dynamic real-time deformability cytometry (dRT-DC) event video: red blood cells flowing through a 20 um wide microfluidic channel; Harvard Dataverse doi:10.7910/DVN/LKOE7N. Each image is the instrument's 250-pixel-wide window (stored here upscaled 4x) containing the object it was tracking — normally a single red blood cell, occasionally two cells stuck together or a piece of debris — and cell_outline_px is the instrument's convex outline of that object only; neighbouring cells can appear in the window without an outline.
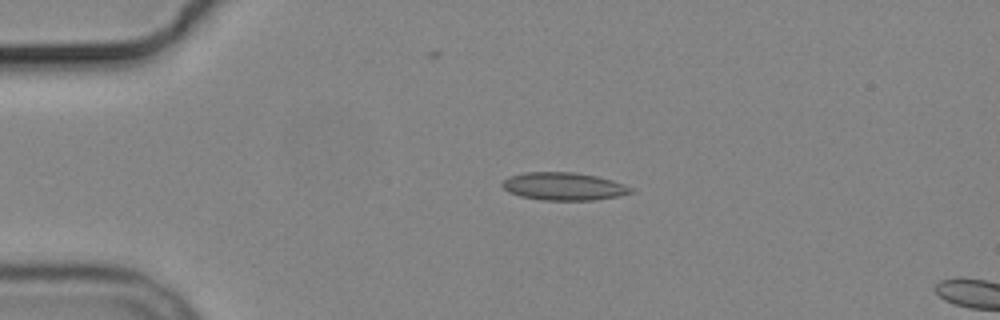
{"species": "common noctule bat (a hibernating species)", "species_latin": "Nyctalus noctula", "temperature_condition": "cold", "stored_images_in_passage": 2, "camera_frame_rate_fps": 3000, "um_per_image_px": 0.085, "animal": {"sex": "male", "body_mass_g": 19.2, "forearm_length_mm": 51.8}, "frame": {"image": 1, "passage_image": 1, "time_ms": 0.0, "image_size_px": [1000, 320], "cell_outline_px": [[636, 192], [620, 196], [592, 200], [540, 200], [520, 196], [508, 192], [500, 184], [508, 176], [524, 172], [576, 172], [596, 176], [612, 180], [624, 184], [632, 188]], "centroid_in_image_um": [47.91, 15.84], "position_along_channel_um": 37.1, "area_um2": 21.04}}